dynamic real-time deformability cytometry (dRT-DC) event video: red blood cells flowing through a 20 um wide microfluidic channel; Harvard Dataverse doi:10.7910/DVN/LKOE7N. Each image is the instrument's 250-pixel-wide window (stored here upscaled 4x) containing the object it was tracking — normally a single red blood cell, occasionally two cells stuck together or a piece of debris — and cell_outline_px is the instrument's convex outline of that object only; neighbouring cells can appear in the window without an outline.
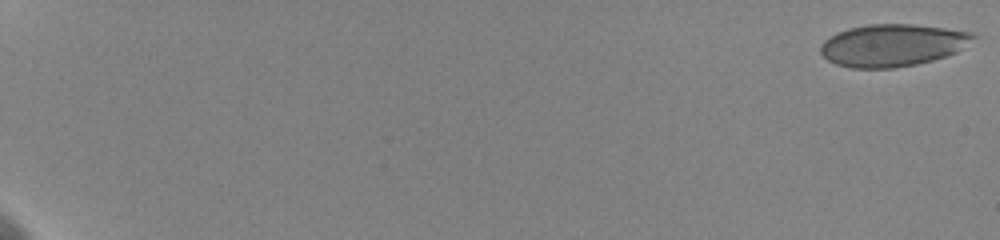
{"species": "human", "species_latin": "Homo sapiens", "temperature_condition": "cold", "stored_images_in_passage": 47, "camera_frame_rate_fps": 3000, "um_per_image_px": 0.085, "donor": {"sex": "female"}, "frame": {"image": 1, "passage_image": 1, "time_ms": 0.0, "image_size_px": [1000, 240], "cell_outline_px": [[980, 36], [956, 52], [932, 60], [916, 64], [892, 68], [852, 68], [836, 64], [828, 60], [820, 52], [820, 44], [824, 40], [848, 28], [868, 24], [916, 24], [972, 32]], "centroid_in_image_um": [75.88, 3.84], "position_along_channel_um": 9.1, "area_um2": 37.57}}
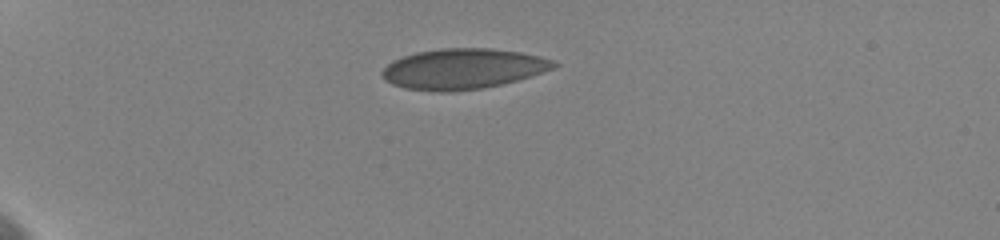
{"frame": {"image": 2, "passage_image": 14, "time_ms": 5.667, "image_size_px": [1000, 240], "cell_outline_px": [[560, 64], [556, 68], [516, 80], [484, 88], [452, 92], [432, 92], [404, 88], [392, 84], [384, 80], [380, 76], [380, 72], [392, 60], [416, 52], [440, 48], [488, 48], [520, 52], [540, 56], [552, 60]], "centroid_in_image_um": [39.32, 5.86], "position_along_channel_um": 45.7, "area_um2": 40.75}}
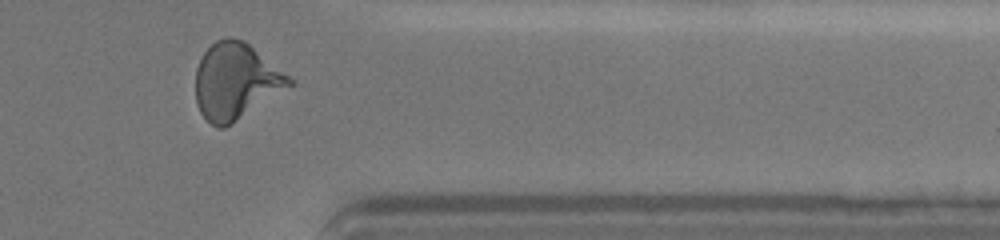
{"frame": {"image": 3, "passage_image": 43, "time_ms": 16.667, "image_size_px": [1000, 240], "cell_outline_px": [[296, 80], [292, 84], [232, 124], [224, 128], [216, 128], [200, 112], [196, 104], [196, 68], [204, 52], [216, 40], [232, 36], [244, 40]], "centroid_in_image_um": [20.03, 6.89], "position_along_channel_um": 391.4, "area_um2": 41.44}, "authors_computed_cell_mechanics": {"area_um2": 39.015, "velocity_mm_per_s": 3.6282, "shape_relaxation_time_tau1_ms": 5.5527, "shape_relaxation_time_tau2_ms": null, "deformation_change_tau1": 0.1464, "deformation_change_tau2": null}}